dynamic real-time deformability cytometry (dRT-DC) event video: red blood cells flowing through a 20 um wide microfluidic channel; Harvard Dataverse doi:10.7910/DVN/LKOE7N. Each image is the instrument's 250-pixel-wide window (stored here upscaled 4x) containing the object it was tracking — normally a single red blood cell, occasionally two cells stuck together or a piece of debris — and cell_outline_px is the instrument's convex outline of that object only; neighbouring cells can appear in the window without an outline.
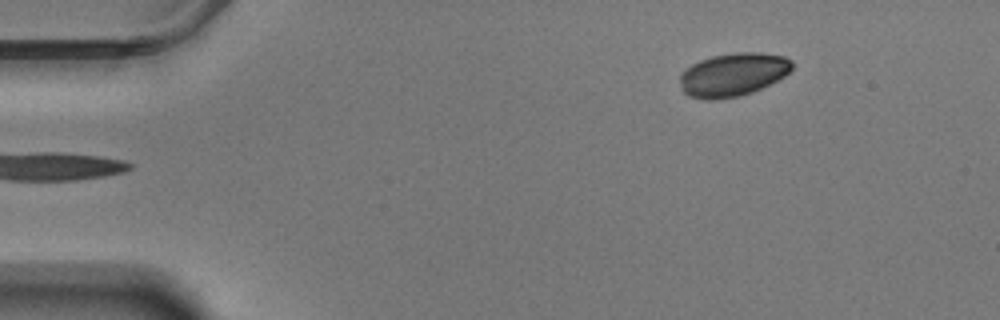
{"species": "Egyptian fruit bat (a non-hibernating species)", "species_latin": "Rousettus aegyptiacus", "temperature_condition": "warm", "stored_images_in_passage": 51, "camera_frame_rate_fps": 3000, "um_per_image_px": 0.085, "animal": {"sex": "male"}, "frame": {"image": 1, "passage_image": 1, "time_ms": 0.0, "image_size_px": [1000, 320], "cell_outline_px": [[792, 68], [784, 76], [752, 92], [740, 96], [716, 100], [704, 100], [688, 96], [680, 88], [680, 72], [684, 68], [700, 60], [712, 56], [736, 52], [760, 52], [784, 56], [792, 60]], "centroid_in_image_um": [62.25, 6.34], "position_along_channel_um": 22.7, "area_um2": 28.5}}
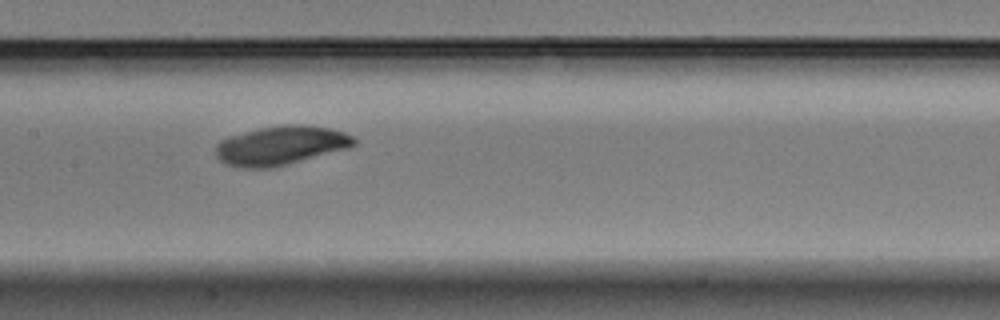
{"frame": {"image": 2, "passage_image": 22, "time_ms": 7.0, "image_size_px": [1000, 320], "cell_outline_px": [[356, 144], [348, 148], [288, 164], [272, 168], [240, 168], [228, 164], [220, 160], [216, 156], [216, 144], [220, 140], [228, 136], [260, 128], [280, 124], [304, 124], [328, 128], [344, 132], [352, 136], [356, 140]], "centroid_in_image_um": [23.85, 12.36], "position_along_channel_um": 183.5, "area_um2": 31.5}}
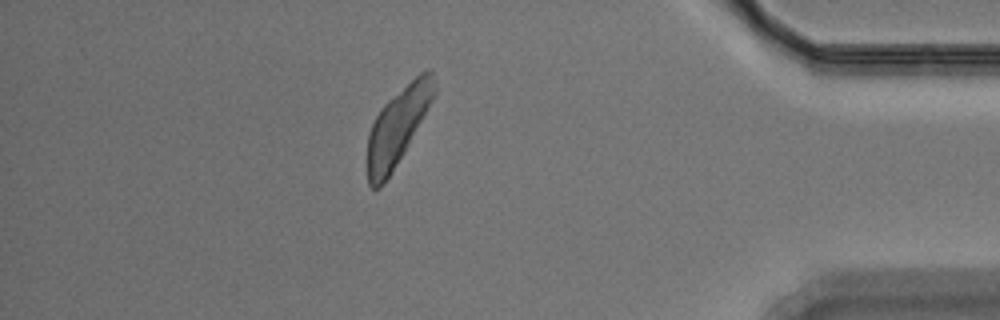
{"frame": {"image": 3, "passage_image": 44, "time_ms": 14.333, "image_size_px": [1000, 320], "cell_outline_px": [[436, 92], [432, 100], [392, 172], [380, 188], [372, 188], [368, 184], [368, 132], [380, 108], [388, 100], [420, 72], [428, 68], [432, 68], [436, 84]], "centroid_in_image_um": [33.8, 10.69], "position_along_channel_um": 401.4, "area_um2": 29.42}}